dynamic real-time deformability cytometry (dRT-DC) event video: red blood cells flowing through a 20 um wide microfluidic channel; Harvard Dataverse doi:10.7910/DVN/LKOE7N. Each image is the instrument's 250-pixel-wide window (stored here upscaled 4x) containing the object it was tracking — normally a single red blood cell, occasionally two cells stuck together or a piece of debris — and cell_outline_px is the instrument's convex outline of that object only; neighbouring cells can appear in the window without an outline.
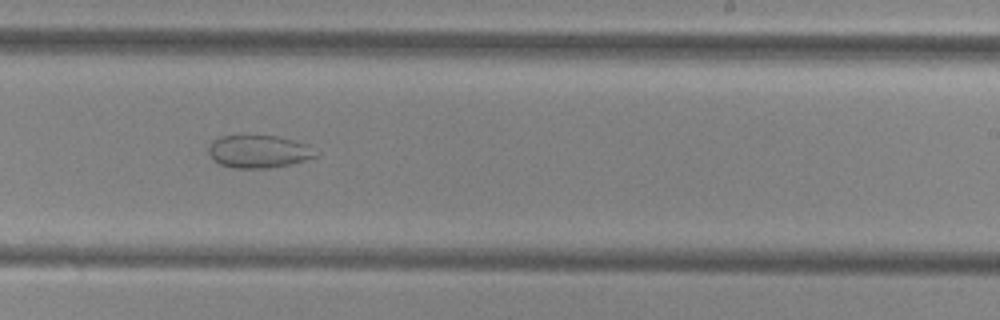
{"species": "common noctule bat (a hibernating species)", "species_latin": "Nyctalus noctula", "temperature_condition": "cold", "stored_images_in_passage": 52, "camera_frame_rate_fps": 3000, "um_per_image_px": 0.085, "animal": {"sex": "female", "body_mass_g": 29.2, "forearm_length_mm": 56.3}, "frame": {"image": 1, "passage_image": 32, "time_ms": 10.333, "image_size_px": [1000, 320], "cell_outline_px": [[320, 156], [292, 164], [272, 168], [232, 168], [220, 164], [208, 152], [208, 148], [212, 140], [220, 136], [276, 136], [308, 144], [320, 152]], "centroid_in_image_um": [22.06, 12.89], "position_along_channel_um": 266.9, "area_um2": 20.63}}
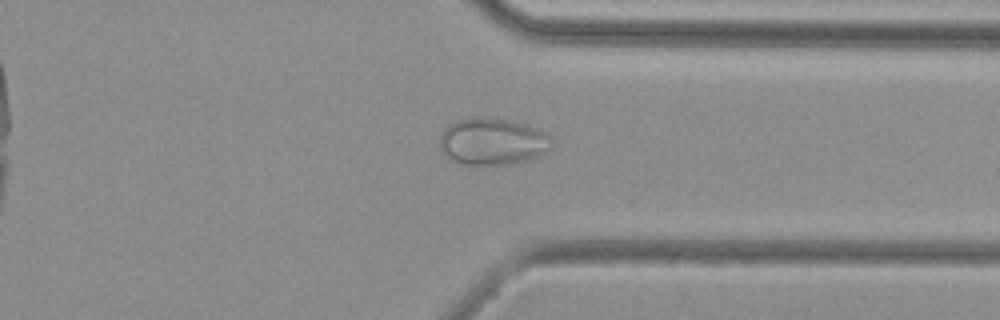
{"frame": {"image": 2, "passage_image": 40, "time_ms": 13.0, "image_size_px": [1000, 320], "cell_outline_px": [[552, 148], [540, 156], [528, 160], [512, 164], [460, 164], [448, 160], [440, 152], [440, 136], [444, 128], [448, 124], [456, 120], [476, 116], [484, 116], [508, 120], [524, 124], [536, 128], [552, 136]], "centroid_in_image_um": [41.84, 12.03], "position_along_channel_um": 369.6, "area_um2": 31.27}}
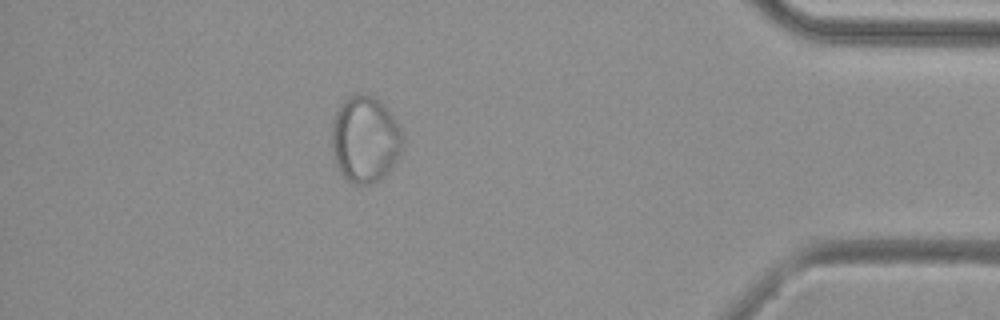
{"frame": {"image": 3, "passage_image": 46, "time_ms": 15.0, "image_size_px": [1000, 320], "cell_outline_px": [[404, 148], [388, 172], [380, 180], [372, 184], [352, 184], [336, 168], [332, 152], [332, 120], [336, 108], [348, 96], [368, 92], [376, 96], [388, 108], [404, 132]], "centroid_in_image_um": [31.05, 11.81], "position_along_channel_um": 404.2, "area_um2": 36.88}}